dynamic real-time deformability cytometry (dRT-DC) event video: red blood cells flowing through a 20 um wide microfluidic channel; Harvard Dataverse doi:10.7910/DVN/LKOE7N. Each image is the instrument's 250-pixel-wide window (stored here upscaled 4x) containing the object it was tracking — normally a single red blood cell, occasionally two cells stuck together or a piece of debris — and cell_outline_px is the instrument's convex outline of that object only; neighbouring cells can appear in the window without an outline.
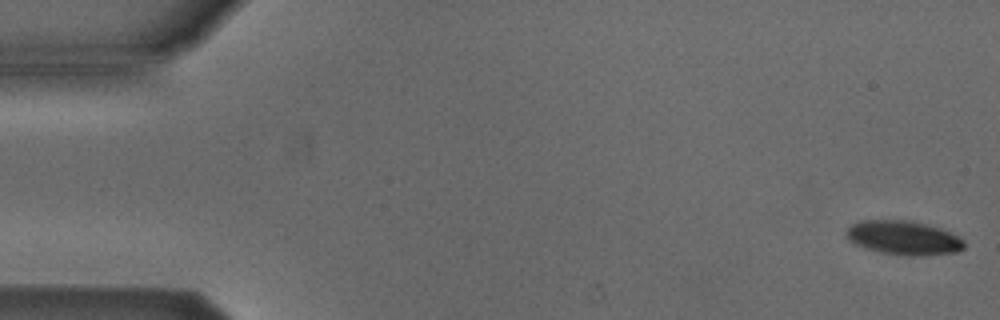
{"species": "Egyptian fruit bat (a non-hibernating species)", "species_latin": "Rousettus aegyptiacus", "temperature_condition": "cold", "stored_images_in_passage": 10, "camera_frame_rate_fps": 3000, "um_per_image_px": 0.085, "animal": {"sex": "male"}, "frame": {"image": 1, "passage_image": 1, "time_ms": 0.0, "image_size_px": [1000, 320], "cell_outline_px": [[964, 248], [956, 252], [912, 256], [908, 256], [880, 252], [856, 244], [848, 240], [848, 228], [852, 224], [860, 220], [912, 220], [928, 224], [940, 228], [964, 240]], "centroid_in_image_um": [76.81, 20.2], "position_along_channel_um": 8.2, "area_um2": 23.12}}